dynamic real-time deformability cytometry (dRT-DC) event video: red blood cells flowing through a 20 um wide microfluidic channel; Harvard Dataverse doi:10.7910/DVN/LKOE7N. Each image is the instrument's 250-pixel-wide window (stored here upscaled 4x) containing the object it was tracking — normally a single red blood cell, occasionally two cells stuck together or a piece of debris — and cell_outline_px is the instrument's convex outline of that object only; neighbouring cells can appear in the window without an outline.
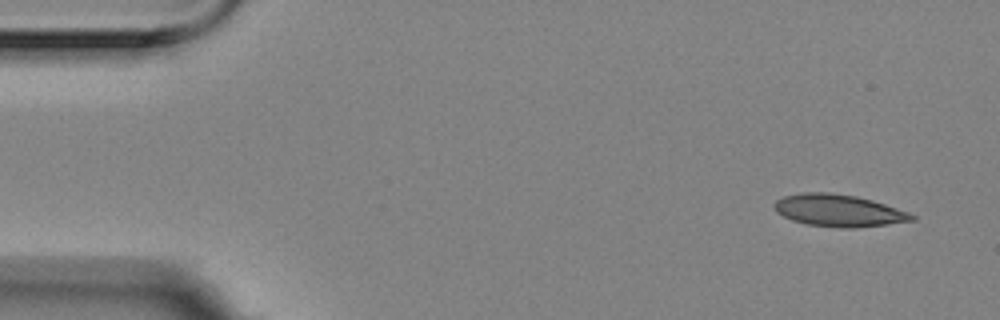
{"species": "Egyptian fruit bat (a non-hibernating species)", "species_latin": "Rousettus aegyptiacus", "temperature_condition": "room temperature", "stored_images_in_passage": 5, "camera_frame_rate_fps": 3000, "um_per_image_px": 0.085, "animal": {"sex": "female"}, "frame": {"image": 1, "passage_image": 1, "time_ms": 0.0, "image_size_px": [1000, 320], "cell_outline_px": [[916, 220], [888, 224], [852, 228], [840, 228], [808, 224], [792, 220], [776, 212], [772, 204], [776, 200], [784, 196], [800, 192], [828, 192], [856, 196], [872, 200], [908, 212], [916, 216]], "centroid_in_image_um": [71.26, 17.89], "position_along_channel_um": 13.7, "area_um2": 25.72}}
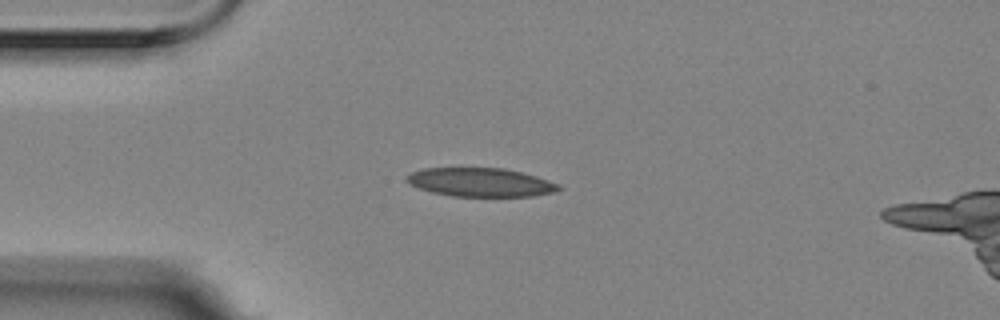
{"frame": {"image": 2, "passage_image": 4, "time_ms": 1.0, "image_size_px": [1000, 320], "cell_outline_px": [[564, 188], [556, 192], [532, 196], [452, 196], [432, 192], [408, 184], [404, 180], [404, 176], [412, 172], [424, 168], [504, 168], [536, 176], [560, 184]], "centroid_in_image_um": [40.84, 15.49], "position_along_channel_um": 44.2, "area_um2": 25.55}}